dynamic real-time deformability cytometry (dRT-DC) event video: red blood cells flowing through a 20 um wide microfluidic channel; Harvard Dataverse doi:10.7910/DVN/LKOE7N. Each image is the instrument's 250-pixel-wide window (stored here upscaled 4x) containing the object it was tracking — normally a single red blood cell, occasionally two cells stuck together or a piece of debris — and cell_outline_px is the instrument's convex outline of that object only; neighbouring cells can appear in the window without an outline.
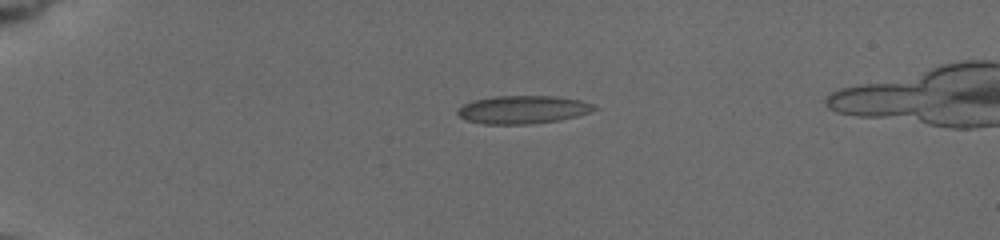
{"species": "common noctule bat (a hibernating species)", "species_latin": "Nyctalus noctula", "temperature_condition": "cold", "stored_images_in_passage": 10, "camera_frame_rate_fps": 3000, "um_per_image_px": 0.085, "animal": {"sex": "female", "body_mass_g": 19.5, "forearm_length_mm": 54.1}, "frame": {"image": 1, "passage_image": 1, "time_ms": 0.0, "image_size_px": [1000, 240], "cell_outline_px": [[600, 108], [592, 112], [576, 116], [556, 120], [528, 124], [484, 124], [468, 120], [460, 116], [456, 112], [464, 104], [472, 100], [496, 96], [556, 96], [580, 100], [592, 104]], "centroid_in_image_um": [44.47, 9.31], "position_along_channel_um": 40.5, "area_um2": 22.2}}
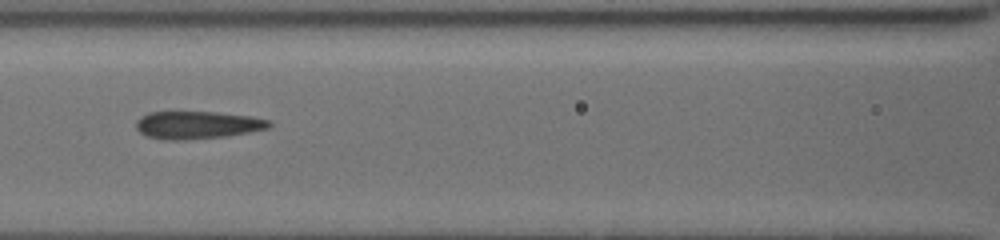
{"frame": {"image": 2, "passage_image": 6, "time_ms": 4.333, "image_size_px": [1000, 240], "cell_outline_px": [[272, 124], [268, 128], [228, 136], [184, 140], [168, 140], [148, 136], [140, 132], [136, 128], [136, 120], [140, 116], [148, 112], [216, 112], [252, 116], [268, 120]], "centroid_in_image_um": [16.76, 10.62], "position_along_channel_um": 149.8, "area_um2": 21.44}}
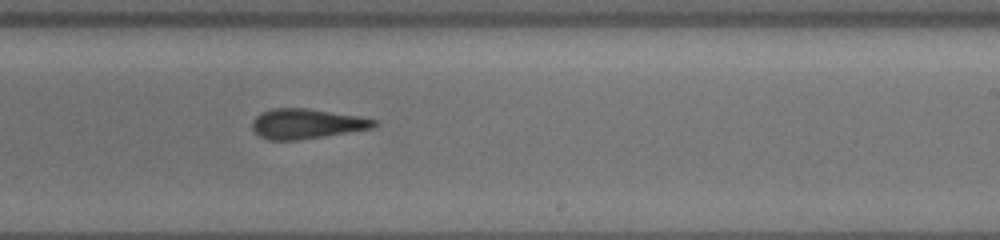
{"frame": {"image": 3, "passage_image": 10, "time_ms": 7.333, "image_size_px": [1000, 240], "cell_outline_px": [[376, 124], [372, 128], [324, 136], [296, 140], [268, 140], [260, 136], [252, 128], [252, 124], [256, 116], [260, 112], [272, 108], [308, 108], [356, 116], [376, 120]], "centroid_in_image_um": [26.0, 10.51], "position_along_channel_um": 263.0, "area_um2": 20.98}}